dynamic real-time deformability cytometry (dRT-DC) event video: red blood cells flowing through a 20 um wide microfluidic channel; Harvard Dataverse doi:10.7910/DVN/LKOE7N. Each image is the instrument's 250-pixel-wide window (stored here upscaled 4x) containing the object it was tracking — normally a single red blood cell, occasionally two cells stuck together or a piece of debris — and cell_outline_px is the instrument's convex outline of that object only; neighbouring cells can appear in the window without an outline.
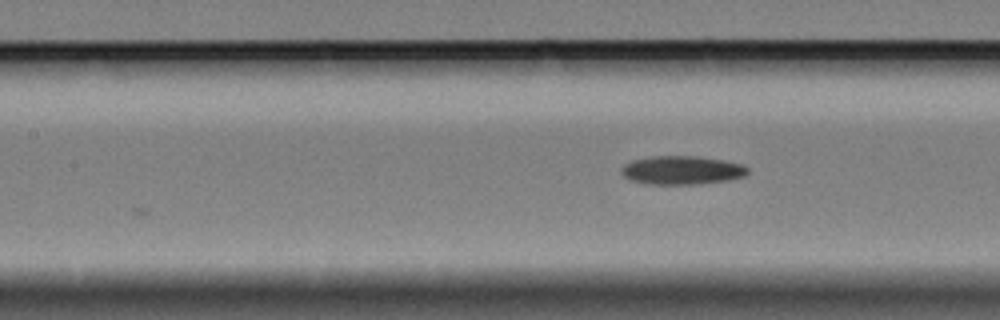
{"species": "Egyptian fruit bat (a non-hibernating species)", "species_latin": "Rousettus aegyptiacus", "temperature_condition": "cold", "stored_images_in_passage": 6, "camera_frame_rate_fps": 3000, "um_per_image_px": 0.085, "animal": {"sex": "female"}, "frame": {"image": 1, "passage_image": 6, "time_ms": 6.0, "image_size_px": [1000, 320], "cell_outline_px": [[748, 172], [744, 176], [728, 180], [700, 184], [648, 184], [632, 180], [624, 176], [620, 172], [624, 164], [632, 160], [652, 156], [696, 156], [724, 160], [740, 164], [748, 168]], "centroid_in_image_um": [57.95, 14.46], "position_along_channel_um": 149.5, "area_um2": 20.98}}